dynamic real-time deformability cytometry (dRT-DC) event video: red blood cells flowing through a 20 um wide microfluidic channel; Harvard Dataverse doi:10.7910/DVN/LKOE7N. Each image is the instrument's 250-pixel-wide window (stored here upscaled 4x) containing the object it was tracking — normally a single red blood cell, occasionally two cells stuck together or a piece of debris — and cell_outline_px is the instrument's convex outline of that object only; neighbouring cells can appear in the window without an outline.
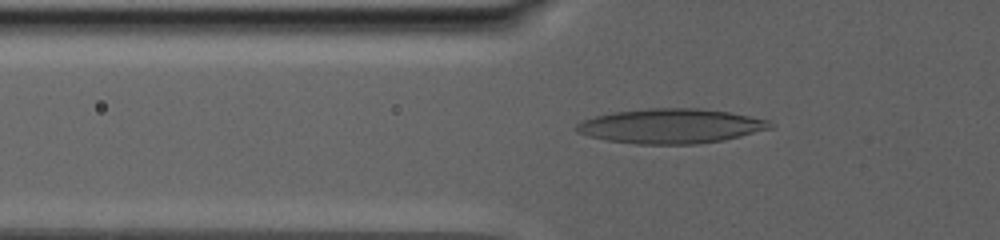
{"species": "human", "species_latin": "Homo sapiens", "temperature_condition": "warm", "stored_images_in_passage": 44, "camera_frame_rate_fps": 3000, "um_per_image_px": 0.085, "donor": {"sex": "male"}, "frame": {"image": 1, "passage_image": 17, "time_ms": 10.333, "image_size_px": [1000, 240], "cell_outline_px": [[776, 124], [772, 128], [724, 140], [696, 144], [636, 144], [608, 140], [588, 136], [576, 132], [576, 124], [584, 120], [596, 116], [612, 112], [648, 108], [696, 108], [728, 112], [768, 120]], "centroid_in_image_um": [57.03, 10.71], "position_along_channel_um": 68.8, "area_um2": 39.02}}
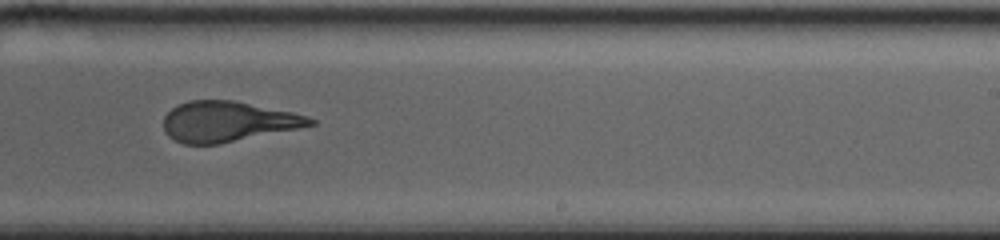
{"frame": {"image": 2, "passage_image": 30, "time_ms": 18.333, "image_size_px": [1000, 240], "cell_outline_px": [[316, 124], [220, 144], [184, 144], [168, 136], [164, 132], [164, 116], [172, 108], [188, 100], [232, 100], [292, 112], [308, 116], [316, 120]], "centroid_in_image_um": [19.33, 10.33], "position_along_channel_um": 269.7, "area_um2": 34.22}}
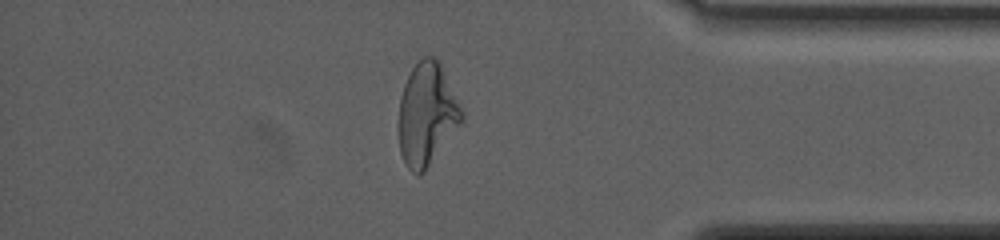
{"frame": {"image": 3, "passage_image": 39, "time_ms": 24.0, "image_size_px": [1000, 240], "cell_outline_px": [[464, 120], [424, 172], [420, 176], [416, 176], [404, 164], [400, 152], [396, 128], [396, 124], [400, 96], [404, 84], [412, 68], [424, 56], [432, 56], [440, 60], [464, 112]], "centroid_in_image_um": [36.26, 9.73], "position_along_channel_um": 398.9, "area_um2": 38.61}, "authors_computed_cell_mechanics": {"area_um2": 37.2232, "velocity_mm_per_s": 2.5896, "shape_relaxation_time_tau1_ms": null, "shape_relaxation_time_tau2_ms": 1.4657, "deformation_change_tau1": null, "deformation_change_tau2": 0.1076}}